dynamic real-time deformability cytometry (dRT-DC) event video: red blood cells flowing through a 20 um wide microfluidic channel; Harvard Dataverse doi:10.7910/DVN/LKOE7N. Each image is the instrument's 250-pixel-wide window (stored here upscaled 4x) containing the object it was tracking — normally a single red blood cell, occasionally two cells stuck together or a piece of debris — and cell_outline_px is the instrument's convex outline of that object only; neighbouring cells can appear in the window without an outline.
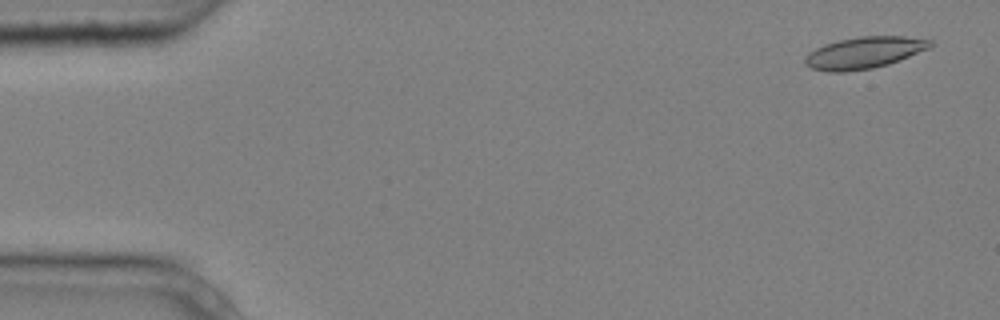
{"species": "common noctule bat (a hibernating species)", "species_latin": "Nyctalus noctula", "temperature_condition": "cold", "stored_images_in_passage": 6, "segment_of_instrument_passage": [1, 2], "camera_frame_rate_fps": 3000, "um_per_image_px": 0.085, "animal": {"sex": "male", "body_mass_g": 20.4}, "frame": {"image": 1, "passage_image": 1, "time_ms": 0.0, "image_size_px": [1000, 320], "cell_outline_px": [[936, 44], [932, 48], [900, 60], [888, 64], [872, 68], [844, 72], [828, 72], [812, 68], [804, 64], [804, 60], [808, 52], [824, 44], [840, 40], [860, 36], [904, 36], [932, 40]], "centroid_in_image_um": [73.5, 4.47], "position_along_channel_um": 11.5, "area_um2": 23.35}}